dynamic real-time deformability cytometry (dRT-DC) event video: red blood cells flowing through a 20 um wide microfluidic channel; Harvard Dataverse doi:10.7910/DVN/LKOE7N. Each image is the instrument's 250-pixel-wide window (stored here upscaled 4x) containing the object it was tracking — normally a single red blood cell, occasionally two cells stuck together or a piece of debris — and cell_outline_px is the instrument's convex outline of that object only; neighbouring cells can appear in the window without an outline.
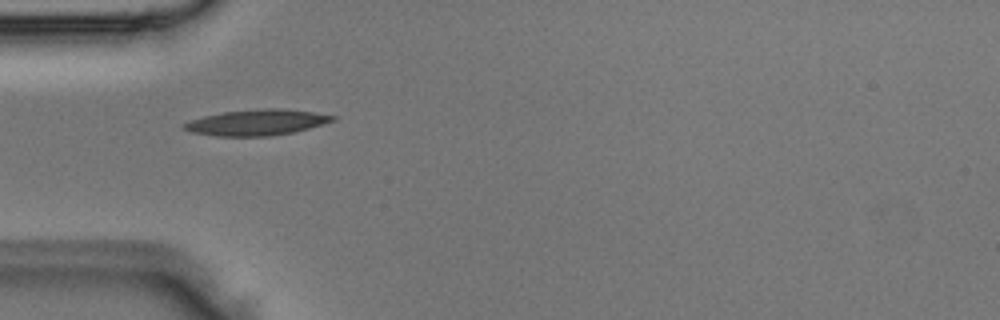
{"species": "Egyptian fruit bat (a non-hibernating species)", "species_latin": "Rousettus aegyptiacus", "temperature_condition": "room temperature", "stored_images_in_passage": 4, "camera_frame_rate_fps": 3000, "um_per_image_px": 0.085, "animal": {"sex": "male"}, "frame": {"image": 1, "passage_image": 2, "time_ms": 0.333, "image_size_px": [1000, 320], "cell_outline_px": [[336, 120], [324, 124], [292, 132], [268, 136], [216, 136], [192, 132], [180, 128], [180, 124], [204, 116], [224, 112], [260, 108], [280, 108], [312, 112], [336, 116]], "centroid_in_image_um": [21.79, 10.4], "position_along_channel_um": 63.2, "area_um2": 22.31}}
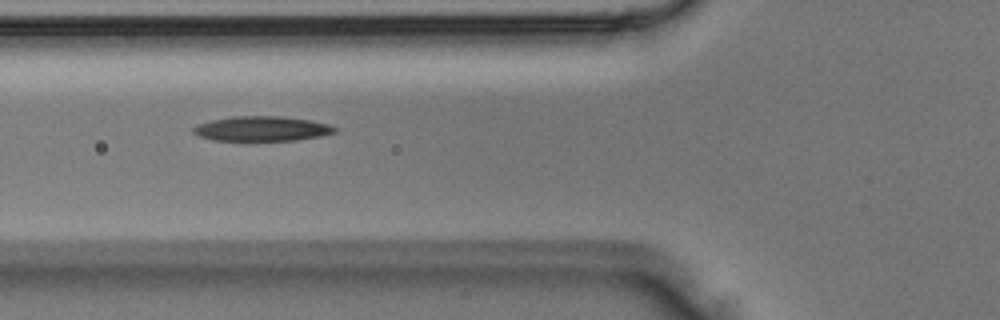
{"frame": {"image": 2, "passage_image": 3, "time_ms": 0.667, "image_size_px": [1000, 320], "cell_outline_px": [[336, 132], [320, 136], [292, 140], [212, 140], [200, 136], [192, 132], [192, 128], [196, 124], [212, 120], [232, 116], [284, 116], [308, 120], [328, 124], [336, 128]], "centroid_in_image_um": [22.21, 10.93], "position_along_channel_um": 103.6, "area_um2": 20.29}}
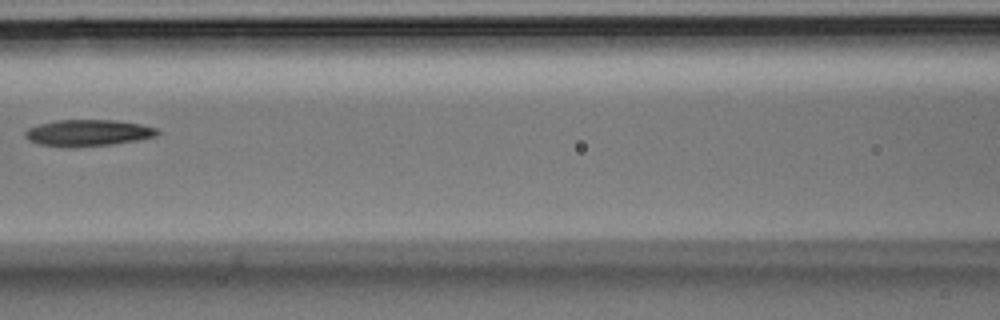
{"frame": {"image": 3, "passage_image": 4, "time_ms": 1.0, "image_size_px": [1000, 320], "cell_outline_px": [[160, 132], [156, 136], [136, 140], [112, 144], [72, 148], [64, 148], [36, 144], [28, 140], [24, 136], [24, 132], [28, 128], [40, 124], [56, 120], [116, 120], [140, 124], [156, 128]], "centroid_in_image_um": [7.42, 11.31], "position_along_channel_um": 159.2, "area_um2": 20.63}}